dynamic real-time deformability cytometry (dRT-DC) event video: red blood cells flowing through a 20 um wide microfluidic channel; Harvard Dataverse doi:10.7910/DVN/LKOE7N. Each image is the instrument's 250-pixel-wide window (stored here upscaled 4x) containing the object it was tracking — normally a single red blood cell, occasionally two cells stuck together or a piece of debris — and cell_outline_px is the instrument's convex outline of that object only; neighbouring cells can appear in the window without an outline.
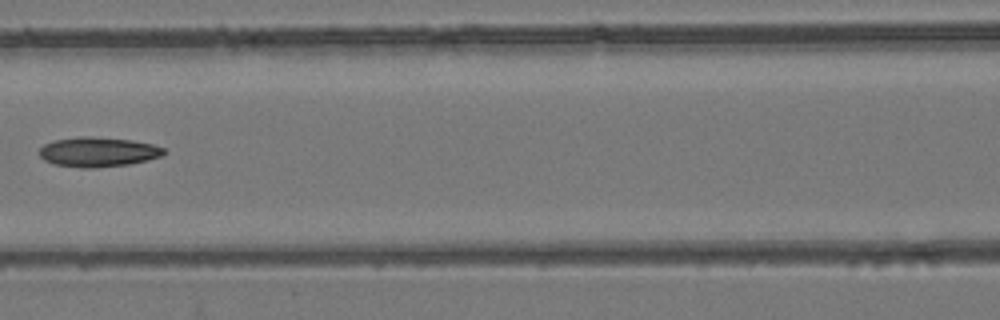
{"species": "common noctule bat (a hibernating species)", "species_latin": "Nyctalus noctula", "temperature_condition": "room temperature", "stored_images_in_passage": 4, "camera_frame_rate_fps": 3000, "um_per_image_px": 0.085, "animal": {"sex": "female", "body_mass_g": 24.6, "forearm_length_mm": 56.2}, "frame": {"image": 1, "passage_image": 4, "time_ms": 3.333, "image_size_px": [1000, 320], "cell_outline_px": [[164, 152], [160, 156], [148, 160], [128, 164], [92, 168], [80, 168], [52, 164], [44, 160], [40, 156], [40, 148], [44, 144], [52, 140], [80, 136], [92, 136], [132, 140], [152, 144], [164, 148]], "centroid_in_image_um": [8.28, 12.91], "position_along_channel_um": 158.3, "area_um2": 21.62}}